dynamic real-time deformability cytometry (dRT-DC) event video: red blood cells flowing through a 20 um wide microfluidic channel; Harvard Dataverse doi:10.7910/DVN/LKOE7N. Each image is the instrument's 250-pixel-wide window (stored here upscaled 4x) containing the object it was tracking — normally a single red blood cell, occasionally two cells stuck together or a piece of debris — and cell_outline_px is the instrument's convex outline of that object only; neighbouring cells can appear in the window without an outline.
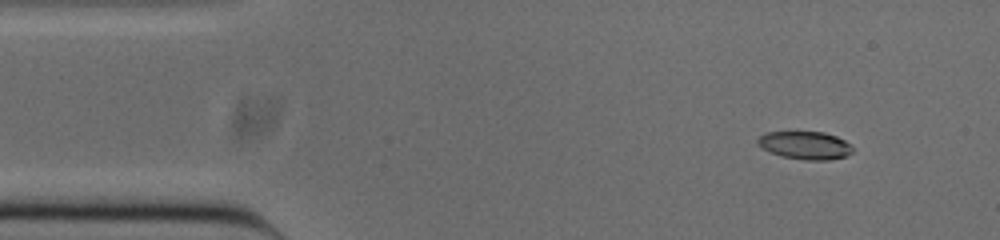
{"species": "common noctule bat (a hibernating species)", "species_latin": "Nyctalus noctula", "temperature_condition": "cold", "stored_images_in_passage": 49, "camera_frame_rate_fps": 3000, "um_per_image_px": 0.085, "animal": {"sex": "male", "body_mass_g": 20.0, "forearm_length_mm": 53.3}, "frame": {"image": 1, "passage_image": 2, "time_ms": 0.333, "image_size_px": [1000, 240], "cell_outline_px": [[852, 152], [848, 156], [828, 160], [804, 160], [780, 156], [756, 144], [756, 140], [764, 132], [796, 128], [824, 132], [836, 136], [844, 140], [852, 148]], "centroid_in_image_um": [68.38, 12.29], "position_along_channel_um": 16.6, "area_um2": 16.3}}
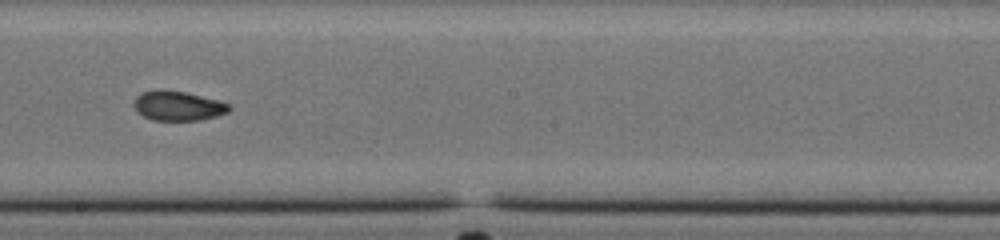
{"frame": {"image": 2, "passage_image": 25, "time_ms": 8.0, "image_size_px": [1000, 240], "cell_outline_px": [[232, 108], [228, 112], [216, 116], [200, 120], [152, 120], [144, 116], [132, 104], [136, 96], [140, 92], [156, 88], [184, 92], [216, 100], [228, 104]], "centroid_in_image_um": [15.08, 8.98], "position_along_channel_um": 233.1, "area_um2": 16.36}}
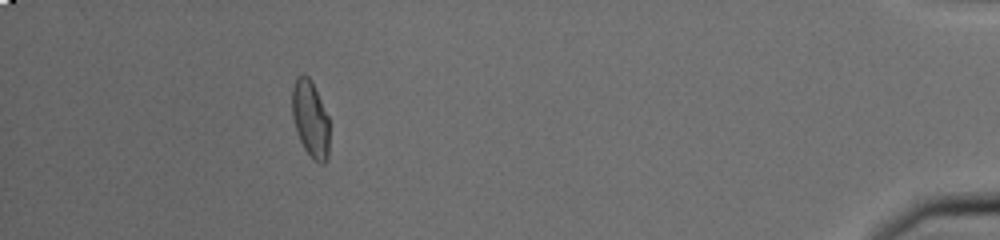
{"frame": {"image": 3, "passage_image": 44, "time_ms": 14.333, "image_size_px": [1000, 240], "cell_outline_px": [[328, 160], [324, 164], [320, 164], [312, 160], [304, 148], [296, 132], [292, 116], [292, 88], [296, 76], [304, 72], [312, 80], [328, 116]], "centroid_in_image_um": [26.37, 10.09], "position_along_channel_um": 408.8, "area_um2": 16.99}, "authors_computed_cell_mechanics": {"area_um2": 16.5886, "velocity_mm_per_s": 3.8509, "shape_relaxation_time_tau1_ms": null, "shape_relaxation_time_tau2_ms": 1.988, "deformation_change_tau1": null, "deformation_change_tau2": 0.0619}}